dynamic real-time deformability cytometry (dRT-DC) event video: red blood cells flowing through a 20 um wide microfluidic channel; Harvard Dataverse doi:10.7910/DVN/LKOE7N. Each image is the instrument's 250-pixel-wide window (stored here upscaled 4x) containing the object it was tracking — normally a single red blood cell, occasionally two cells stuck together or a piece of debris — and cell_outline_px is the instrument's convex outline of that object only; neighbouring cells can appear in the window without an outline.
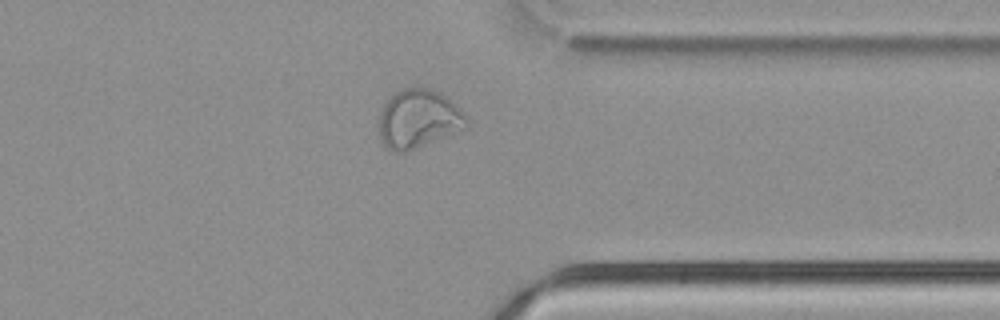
{"species": "common noctule bat (a hibernating species)", "species_latin": "Nyctalus noctula", "temperature_condition": "cold", "stored_images_in_passage": 37, "camera_frame_rate_fps": 3000, "um_per_image_px": 0.085, "animal": {"sex": "male", "body_mass_g": 21.5, "forearm_length_mm": 52.0}, "frame": {"image": 1, "passage_image": 26, "time_ms": 8.333, "image_size_px": [1000, 320], "cell_outline_px": [[468, 128], [404, 152], [396, 152], [384, 148], [380, 136], [380, 112], [384, 104], [400, 88], [432, 88], [440, 92], [460, 108], [468, 116]], "centroid_in_image_um": [35.59, 10.1], "position_along_channel_um": 375.8, "area_um2": 29.94}}
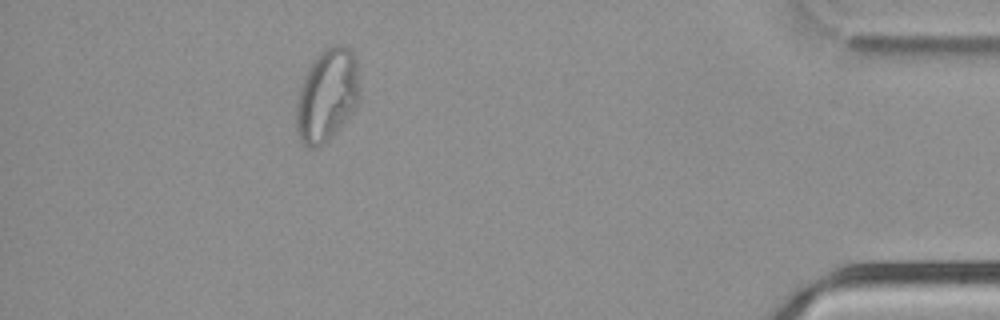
{"frame": {"image": 2, "passage_image": 32, "time_ms": 10.333, "image_size_px": [1000, 320], "cell_outline_px": [[360, 100], [356, 108], [336, 132], [328, 140], [316, 148], [308, 148], [300, 140], [296, 128], [296, 100], [300, 84], [308, 68], [320, 52], [324, 48], [336, 44], [344, 44], [356, 56], [360, 92]], "centroid_in_image_um": [27.81, 8.09], "position_along_channel_um": 407.4, "area_um2": 34.74}}